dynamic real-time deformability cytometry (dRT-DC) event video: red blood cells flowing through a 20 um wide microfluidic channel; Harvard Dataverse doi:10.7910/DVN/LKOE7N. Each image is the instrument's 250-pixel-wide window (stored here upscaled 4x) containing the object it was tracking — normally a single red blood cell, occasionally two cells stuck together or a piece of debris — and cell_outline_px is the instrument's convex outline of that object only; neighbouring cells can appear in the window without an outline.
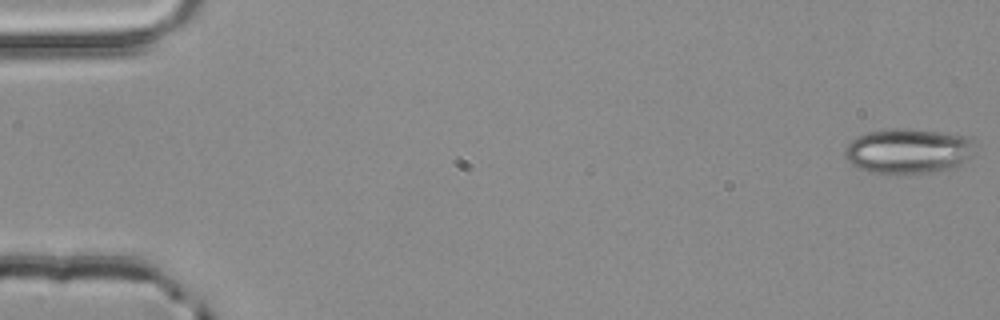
{"species": "common noctule bat (a hibernating species)", "species_latin": "Nyctalus noctula", "temperature_condition": "room temperature", "stored_images_in_passage": 3, "camera_frame_rate_fps": 3000, "um_per_image_px": 0.085, "animal": {"sex": "male", "body_mass_g": 20.4}, "frame": {"image": 1, "passage_image": 1, "time_ms": 0.0, "image_size_px": [1000, 320], "cell_outline_px": [[972, 156], [956, 168], [944, 172], [872, 172], [860, 168], [852, 164], [848, 160], [844, 152], [844, 148], [856, 136], [868, 132], [900, 128], [904, 128], [940, 132], [972, 136]], "centroid_in_image_um": [77.25, 12.83], "position_along_channel_um": 7.8, "area_um2": 33.99}}